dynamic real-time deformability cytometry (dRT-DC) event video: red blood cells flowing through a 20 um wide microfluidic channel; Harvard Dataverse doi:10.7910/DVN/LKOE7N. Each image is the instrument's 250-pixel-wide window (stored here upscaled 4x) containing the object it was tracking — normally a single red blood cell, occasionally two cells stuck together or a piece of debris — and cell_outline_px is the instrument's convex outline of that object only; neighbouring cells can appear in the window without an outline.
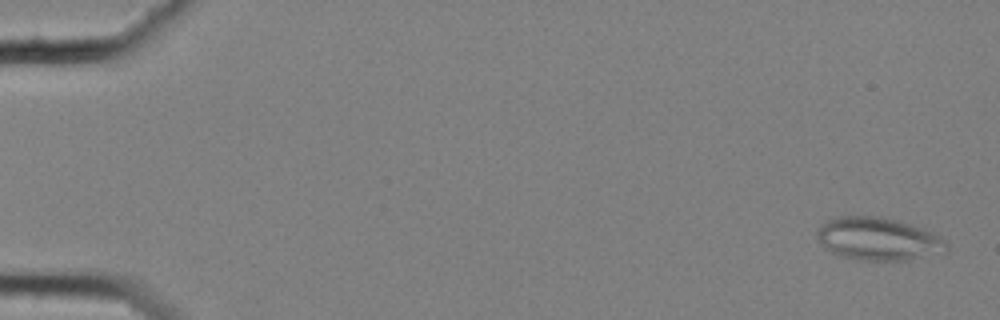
{"species": "common noctule bat (a hibernating species)", "species_latin": "Nyctalus noctula", "temperature_condition": "cold", "stored_images_in_passage": 8, "camera_frame_rate_fps": 3000, "um_per_image_px": 0.085, "animal": {"sex": "female", "body_mass_g": 25.1}, "frame": {"image": 1, "passage_image": 2, "time_ms": 0.333, "image_size_px": [1000, 320], "cell_outline_px": [[948, 252], [908, 260], [864, 260], [844, 256], [832, 252], [816, 236], [816, 232], [820, 224], [836, 216], [880, 216], [912, 224], [940, 236], [948, 244]], "centroid_in_image_um": [74.69, 20.29], "position_along_channel_um": 10.3, "area_um2": 32.19}}